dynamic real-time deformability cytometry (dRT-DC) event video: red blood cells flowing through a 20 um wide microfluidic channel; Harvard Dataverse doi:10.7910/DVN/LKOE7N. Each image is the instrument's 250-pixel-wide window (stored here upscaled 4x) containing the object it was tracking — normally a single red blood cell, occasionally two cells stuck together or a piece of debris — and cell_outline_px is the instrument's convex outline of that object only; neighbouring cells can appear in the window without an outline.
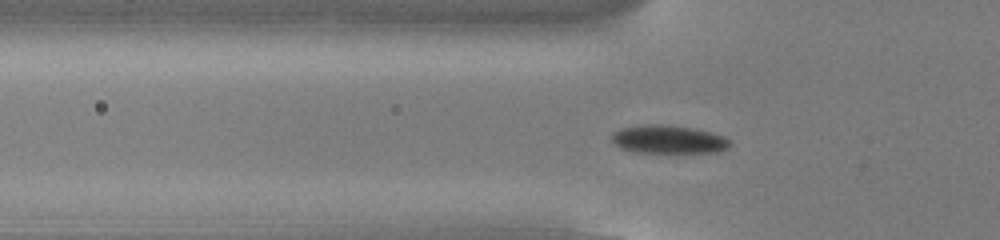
{"species": "common noctule bat (a hibernating species)", "species_latin": "Nyctalus noctula", "temperature_condition": "cold", "stored_images_in_passage": 42, "camera_frame_rate_fps": 3000, "um_per_image_px": 0.085, "animal": {"sex": "male", "body_mass_g": 13.0, "forearm_length_mm": 53.1}, "frame": {"image": 1, "passage_image": 6, "time_ms": 1.667, "image_size_px": [1000, 240], "cell_outline_px": [[732, 144], [728, 148], [716, 152], [632, 152], [620, 148], [612, 140], [612, 132], [620, 128], [644, 124], [664, 124], [692, 128], [712, 132], [724, 136]], "centroid_in_image_um": [56.8, 11.84], "position_along_channel_um": 69.0, "area_um2": 19.54}}
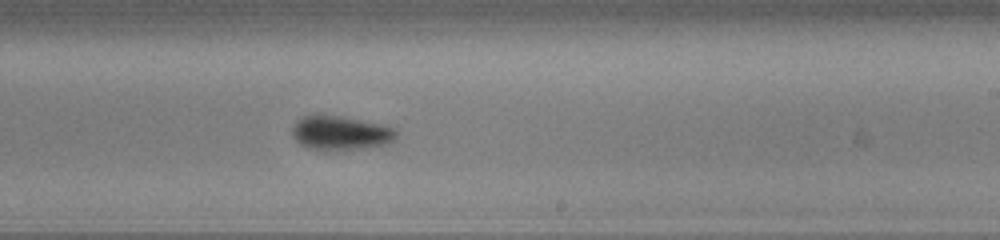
{"frame": {"image": 2, "passage_image": 21, "time_ms": 6.667, "image_size_px": [1000, 240], "cell_outline_px": [[400, 132], [396, 140], [388, 144], [364, 148], [328, 152], [324, 152], [308, 148], [300, 144], [292, 136], [292, 128], [296, 120], [304, 116], [340, 116], [388, 124], [396, 128]], "centroid_in_image_um": [29.03, 11.33], "position_along_channel_um": 260.0, "area_um2": 21.5}}
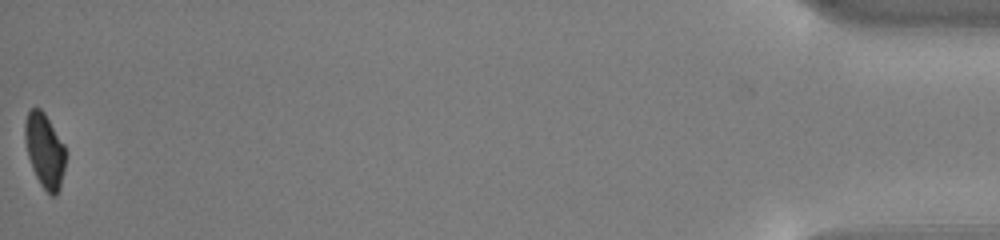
{"frame": {"image": 3, "passage_image": 42, "time_ms": 13.667, "image_size_px": [1000, 240], "cell_outline_px": [[64, 168], [60, 188], [56, 196], [52, 196], [40, 184], [32, 168], [28, 156], [24, 140], [24, 120], [28, 112], [32, 108], [40, 108], [44, 112], [64, 144]], "centroid_in_image_um": [3.77, 12.78], "position_along_channel_um": 431.4, "area_um2": 17.51}, "authors_computed_cell_mechanics": {"area_um2": 19.7098, "velocity_mm_per_s": 3.8451, "shape_relaxation_time_tau1_ms": 2.6039, "shape_relaxation_time_tau2_ms": null, "deformation_change_tau1": 0.0986, "deformation_change_tau2": null}}